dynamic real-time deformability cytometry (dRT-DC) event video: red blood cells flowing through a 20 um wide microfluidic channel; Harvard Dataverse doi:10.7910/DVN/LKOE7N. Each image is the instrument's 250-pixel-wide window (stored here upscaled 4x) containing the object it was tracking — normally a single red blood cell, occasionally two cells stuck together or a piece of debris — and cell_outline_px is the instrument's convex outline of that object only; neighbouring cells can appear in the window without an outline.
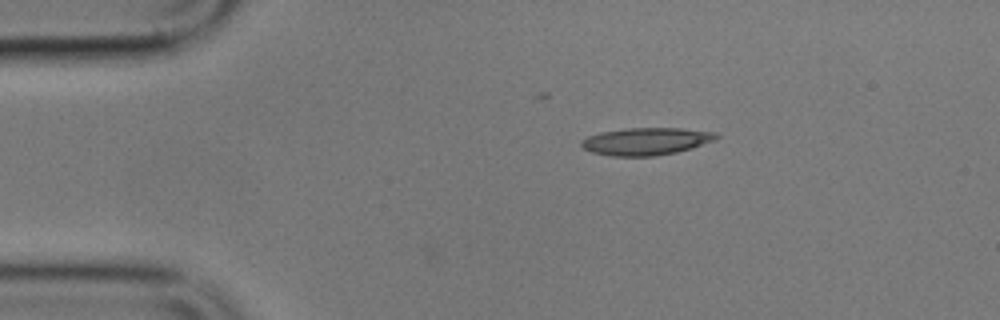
{"species": "common noctule bat (a hibernating species)", "species_latin": "Nyctalus noctula", "temperature_condition": "cold", "stored_images_in_passage": 3, "camera_frame_rate_fps": 3000, "um_per_image_px": 0.085, "animal": {"sex": "male", "body_mass_g": 17.9}, "frame": {"image": 1, "passage_image": 1, "time_ms": 0.0, "image_size_px": [1000, 320], "cell_outline_px": [[720, 136], [716, 140], [692, 148], [676, 152], [656, 156], [612, 156], [592, 152], [584, 148], [580, 144], [580, 140], [588, 136], [600, 132], [624, 128], [680, 128], [716, 132]], "centroid_in_image_um": [54.93, 12.01], "position_along_channel_um": 30.1, "area_um2": 21.68}}
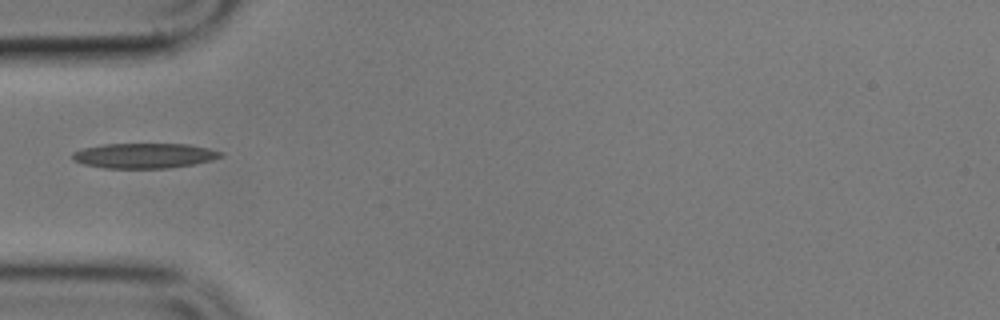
{"frame": {"image": 2, "passage_image": 3, "time_ms": 2.667, "image_size_px": [1000, 320], "cell_outline_px": [[224, 156], [212, 160], [192, 164], [168, 168], [104, 168], [84, 164], [72, 160], [72, 152], [84, 148], [104, 144], [188, 144], [208, 148], [224, 152]], "centroid_in_image_um": [12.27, 13.23], "position_along_channel_um": 72.7, "area_um2": 21.68}}